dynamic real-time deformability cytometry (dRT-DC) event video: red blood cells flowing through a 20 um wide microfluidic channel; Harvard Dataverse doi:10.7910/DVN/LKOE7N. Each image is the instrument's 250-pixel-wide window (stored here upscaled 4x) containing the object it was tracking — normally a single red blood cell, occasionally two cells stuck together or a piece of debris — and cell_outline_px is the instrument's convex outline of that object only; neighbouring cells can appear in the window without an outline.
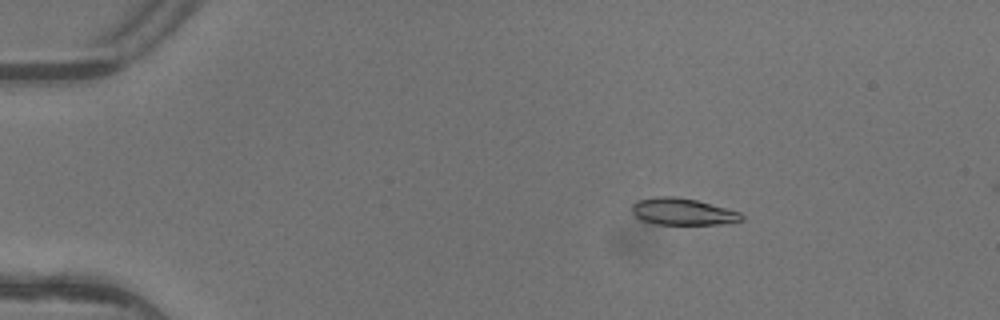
{"species": "common noctule bat (a hibernating species)", "species_latin": "Nyctalus noctula", "temperature_condition": "warm", "stored_images_in_passage": 4, "camera_frame_rate_fps": 3000, "um_per_image_px": 0.085, "animal": {"sex": "female"}, "frame": {"image": 1, "passage_image": 3, "time_ms": 0.667, "image_size_px": [1000, 320], "cell_outline_px": [[744, 220], [720, 224], [656, 224], [644, 220], [636, 216], [632, 212], [632, 204], [636, 200], [656, 196], [676, 196], [696, 200], [740, 212], [744, 216]], "centroid_in_image_um": [58.02, 17.98], "position_along_channel_um": 27.0, "area_um2": 17.05}}